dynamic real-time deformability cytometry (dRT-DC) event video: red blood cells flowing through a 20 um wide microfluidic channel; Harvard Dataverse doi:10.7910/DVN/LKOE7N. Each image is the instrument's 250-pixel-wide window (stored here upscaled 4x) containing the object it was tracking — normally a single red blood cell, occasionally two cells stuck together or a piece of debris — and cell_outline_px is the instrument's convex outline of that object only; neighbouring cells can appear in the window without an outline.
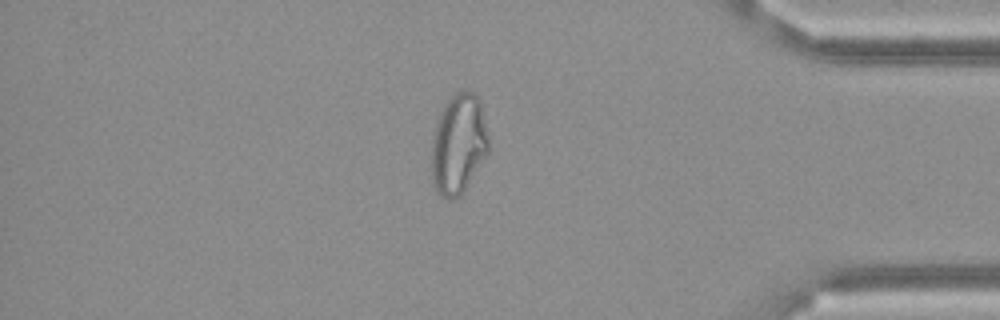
{"species": "Egyptian fruit bat (a non-hibernating species)", "species_latin": "Rousettus aegyptiacus", "temperature_condition": "cold", "stored_images_in_passage": 57, "camera_frame_rate_fps": 3000, "um_per_image_px": 0.085, "frame": {"image": 1, "passage_image": 49, "time_ms": 16.0, "image_size_px": [1000, 320], "cell_outline_px": [[488, 152], [460, 196], [448, 200], [440, 196], [432, 184], [432, 140], [436, 124], [440, 112], [444, 104], [456, 92], [472, 92], [480, 100], [488, 136]], "centroid_in_image_um": [38.95, 12.27], "position_along_channel_um": 396.2, "area_um2": 32.95}}